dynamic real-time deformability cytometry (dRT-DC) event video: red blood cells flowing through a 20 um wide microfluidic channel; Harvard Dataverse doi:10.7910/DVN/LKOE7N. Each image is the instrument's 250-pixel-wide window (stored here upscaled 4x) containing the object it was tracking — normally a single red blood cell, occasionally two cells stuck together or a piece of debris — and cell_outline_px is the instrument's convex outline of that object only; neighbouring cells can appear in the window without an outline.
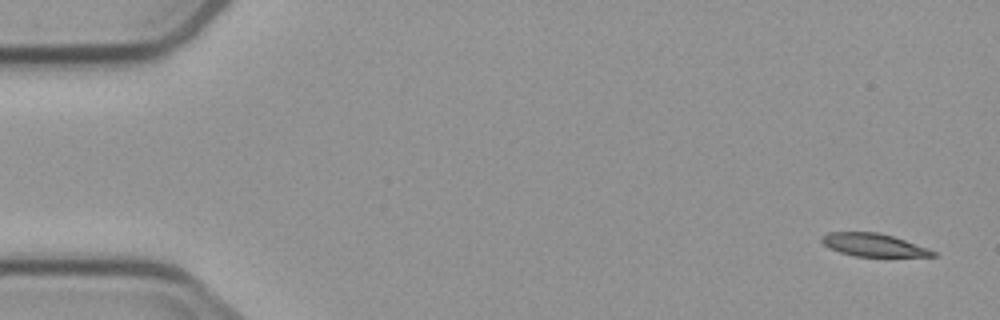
{"species": "common noctule bat (a hibernating species)", "species_latin": "Nyctalus noctula", "temperature_condition": "cold", "stored_images_in_passage": 5, "camera_frame_rate_fps": 3000, "um_per_image_px": 0.085, "animal": {"sex": "male", "body_mass_g": 23.1, "forearm_length_mm": 52.7}, "frame": {"image": 1, "passage_image": 1, "time_ms": 0.0, "image_size_px": [1000, 320], "cell_outline_px": [[936, 256], [856, 256], [840, 252], [824, 244], [820, 240], [820, 236], [828, 232], [876, 232], [892, 236], [928, 248], [936, 252]], "centroid_in_image_um": [74.22, 20.81], "position_along_channel_um": 10.8, "area_um2": 14.57}}
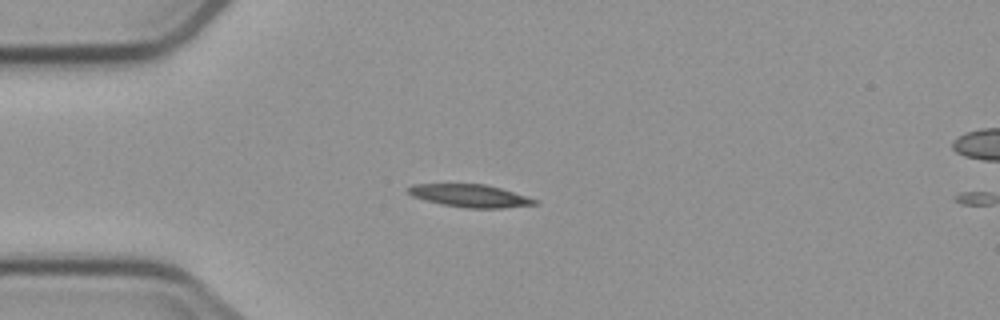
{"frame": {"image": 2, "passage_image": 4, "time_ms": 4.0, "image_size_px": [1000, 320], "cell_outline_px": [[540, 204], [504, 208], [464, 208], [440, 204], [424, 200], [412, 196], [404, 188], [412, 184], [484, 184], [500, 188], [540, 200]], "centroid_in_image_um": [39.95, 16.65], "position_along_channel_um": 45.0, "area_um2": 16.99}}